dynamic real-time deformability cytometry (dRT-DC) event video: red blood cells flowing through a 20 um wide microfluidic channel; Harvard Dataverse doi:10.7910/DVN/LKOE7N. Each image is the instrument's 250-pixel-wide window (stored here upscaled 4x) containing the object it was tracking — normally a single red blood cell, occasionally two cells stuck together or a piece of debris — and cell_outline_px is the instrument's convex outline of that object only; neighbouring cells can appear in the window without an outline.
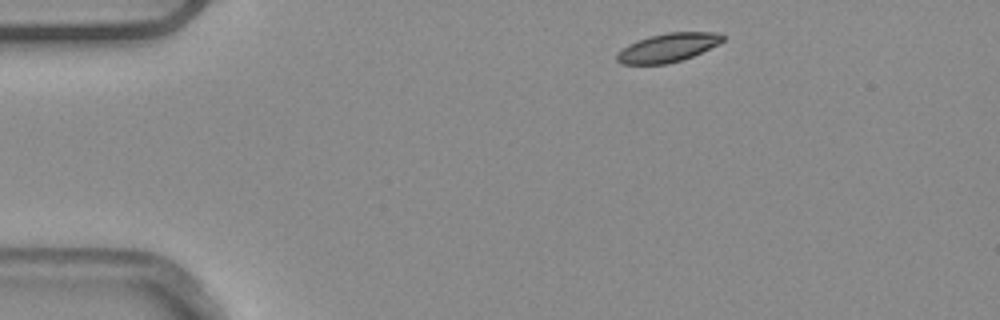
{"species": "common noctule bat (a hibernating species)", "species_latin": "Nyctalus noctula", "temperature_condition": "warm", "stored_images_in_passage": 2, "camera_frame_rate_fps": 3000, "um_per_image_px": 0.085, "animal": {"sex": "male", "body_mass_g": 20.4}, "frame": {"image": 1, "passage_image": 1, "time_ms": 0.0, "image_size_px": [1000, 320], "cell_outline_px": [[724, 40], [720, 44], [692, 56], [668, 64], [620, 64], [616, 60], [616, 52], [628, 44], [636, 40], [648, 36], [668, 32], [716, 32], [724, 36]], "centroid_in_image_um": [56.74, 4.04], "position_along_channel_um": 28.3, "area_um2": 17.86}}